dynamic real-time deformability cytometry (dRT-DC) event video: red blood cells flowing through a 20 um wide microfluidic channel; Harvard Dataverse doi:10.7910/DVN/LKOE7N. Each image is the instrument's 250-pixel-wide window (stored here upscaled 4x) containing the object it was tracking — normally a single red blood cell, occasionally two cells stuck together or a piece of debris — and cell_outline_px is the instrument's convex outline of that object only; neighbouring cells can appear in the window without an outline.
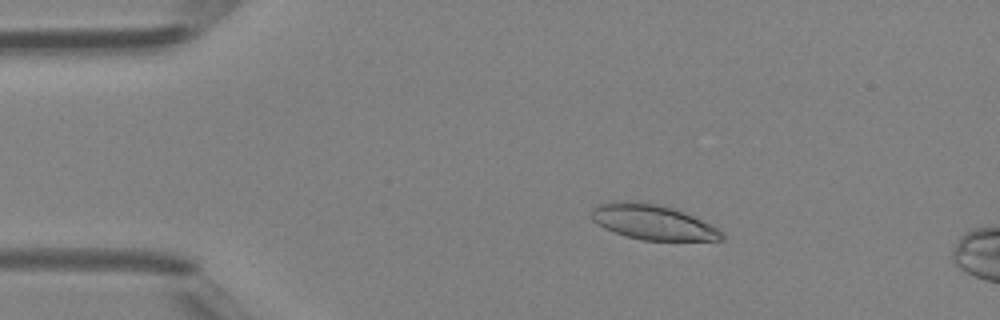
{"species": "Egyptian fruit bat (a non-hibernating species)", "species_latin": "Rousettus aegyptiacus", "temperature_condition": "room temperature", "stored_images_in_passage": 12, "camera_frame_rate_fps": 3000, "um_per_image_px": 0.085, "animal": {"sex": "female"}, "frame": {"image": 1, "passage_image": 6, "time_ms": 1.667, "image_size_px": [1000, 320], "cell_outline_px": [[724, 240], [644, 240], [624, 236], [604, 228], [592, 220], [588, 216], [592, 208], [596, 204], [612, 200], [636, 200], [656, 204], [672, 208], [684, 212], [712, 224], [724, 232]], "centroid_in_image_um": [55.43, 18.86], "position_along_channel_um": 29.6, "area_um2": 27.17}}